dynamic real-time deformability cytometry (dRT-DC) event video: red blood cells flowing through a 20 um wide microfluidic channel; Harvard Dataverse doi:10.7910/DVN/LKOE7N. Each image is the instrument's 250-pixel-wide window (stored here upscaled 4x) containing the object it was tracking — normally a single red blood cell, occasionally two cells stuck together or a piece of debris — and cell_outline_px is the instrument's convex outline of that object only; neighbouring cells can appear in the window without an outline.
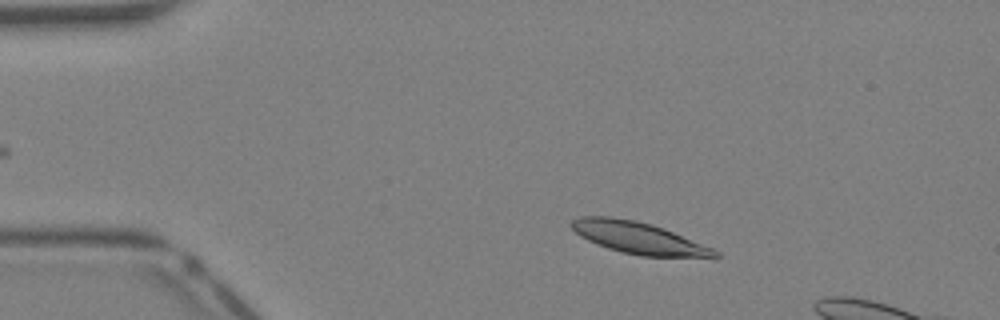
{"species": "Egyptian fruit bat (a non-hibernating species)", "species_latin": "Rousettus aegyptiacus", "temperature_condition": "warm", "stored_images_in_passage": 33, "camera_frame_rate_fps": 3000, "um_per_image_px": 0.085, "animal": {"sex": "female"}, "frame": {"image": 1, "passage_image": 1, "time_ms": 0.0, "image_size_px": [1000, 320], "cell_outline_px": [[720, 256], [716, 260], [640, 256], [620, 252], [596, 244], [580, 236], [568, 224], [572, 220], [580, 216], [608, 216], [636, 220], [652, 224], [712, 248], [720, 252]], "centroid_in_image_um": [54.37, 20.27], "position_along_channel_um": 30.6, "area_um2": 27.28}}
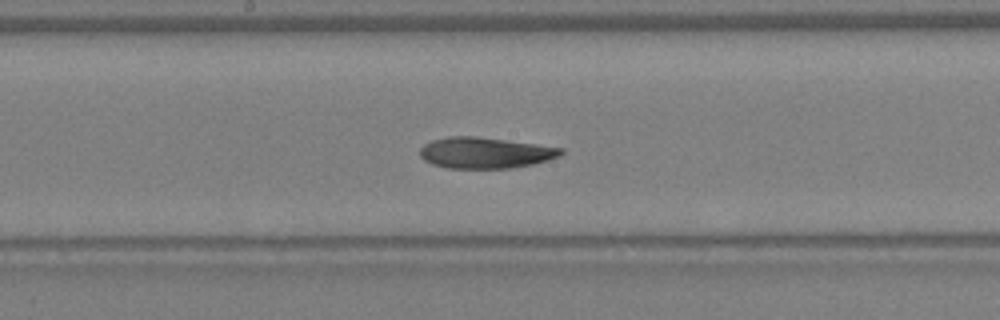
{"frame": {"image": 2, "passage_image": 15, "time_ms": 4.667, "image_size_px": [1000, 320], "cell_outline_px": [[564, 152], [560, 156], [548, 160], [532, 164], [512, 168], [448, 168], [432, 164], [424, 160], [420, 156], [420, 148], [424, 144], [432, 140], [448, 136], [476, 136], [536, 144], [564, 148]], "centroid_in_image_um": [41.23, 12.98], "position_along_channel_um": 207.0, "area_um2": 25.55}}
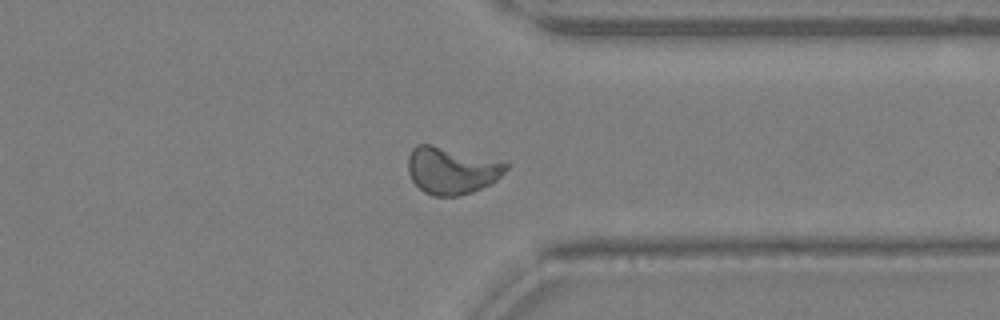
{"frame": {"image": 3, "passage_image": 25, "time_ms": 8.0, "image_size_px": [1000, 320], "cell_outline_px": [[508, 168], [492, 184], [472, 192], [460, 196], [432, 196], [424, 192], [412, 180], [408, 172], [408, 156], [412, 148], [416, 144], [432, 144], [508, 160]], "centroid_in_image_um": [38.44, 14.46], "position_along_channel_um": 373.0, "area_um2": 27.69}}